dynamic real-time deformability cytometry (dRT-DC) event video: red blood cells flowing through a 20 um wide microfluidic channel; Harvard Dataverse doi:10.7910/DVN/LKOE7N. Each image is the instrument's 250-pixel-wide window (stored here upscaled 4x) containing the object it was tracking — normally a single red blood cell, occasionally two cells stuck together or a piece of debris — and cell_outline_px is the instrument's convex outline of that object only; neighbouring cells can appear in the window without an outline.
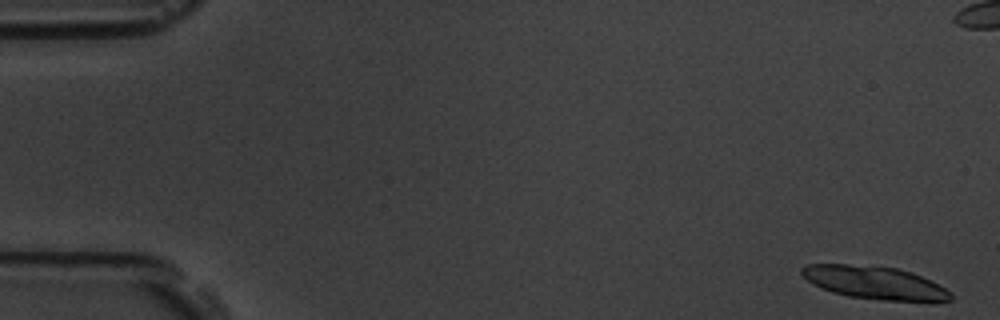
{"species": "common noctule bat (a hibernating species)", "species_latin": "Nyctalus noctula", "temperature_condition": "room temperature", "stored_images_in_passage": 16, "camera_frame_rate_fps": 3000, "um_per_image_px": 0.085, "animal": {"sex": "male", "body_mass_g": 19.5, "forearm_length_mm": 54.6}, "frame": {"image": 1, "passage_image": 1, "time_ms": 0.0, "image_size_px": [1000, 320], "cell_outline_px": [[952, 300], [932, 304], [884, 300], [848, 296], [832, 292], [820, 288], [812, 284], [800, 272], [800, 268], [804, 264], [848, 264], [896, 268], [912, 272], [952, 292]], "centroid_in_image_um": [74.39, 24.06], "position_along_channel_um": 10.6, "area_um2": 29.07}}